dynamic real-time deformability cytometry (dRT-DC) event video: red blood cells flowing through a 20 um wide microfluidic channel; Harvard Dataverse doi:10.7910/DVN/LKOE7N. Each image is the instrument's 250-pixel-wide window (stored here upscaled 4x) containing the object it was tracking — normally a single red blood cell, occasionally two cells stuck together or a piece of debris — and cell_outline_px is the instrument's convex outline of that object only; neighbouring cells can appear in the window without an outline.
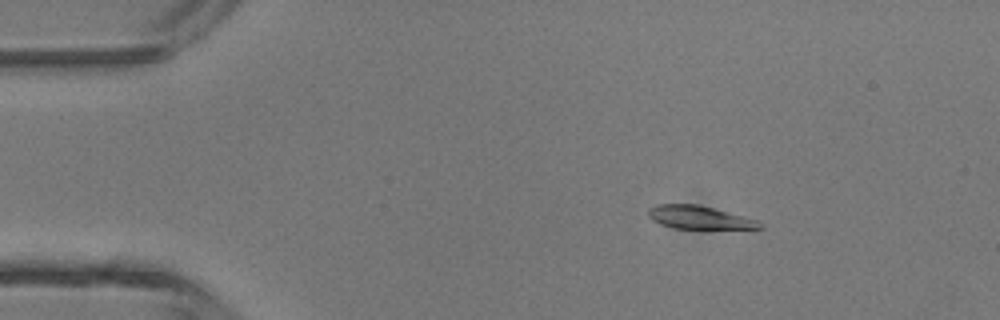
{"species": "common noctule bat (a hibernating species)", "species_latin": "Nyctalus noctula", "temperature_condition": "room temperature", "stored_images_in_passage": 5, "camera_frame_rate_fps": 3000, "um_per_image_px": 0.085, "animal": {"sex": "male", "body_mass_g": 13.3}, "frame": {"image": 1, "passage_image": 2, "time_ms": 0.333, "image_size_px": [1000, 320], "cell_outline_px": [[764, 228], [676, 228], [660, 224], [652, 220], [648, 216], [648, 208], [656, 204], [696, 204], [712, 208], [756, 220], [764, 224]], "centroid_in_image_um": [59.37, 18.47], "position_along_channel_um": 25.6, "area_um2": 14.68}}
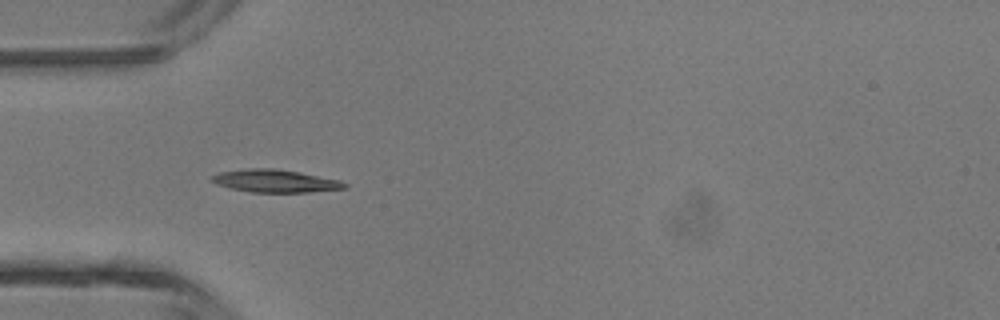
{"frame": {"image": 2, "passage_image": 4, "time_ms": 1.0, "image_size_px": [1000, 320], "cell_outline_px": [[348, 188], [308, 192], [252, 192], [228, 188], [216, 184], [208, 180], [208, 176], [220, 172], [248, 168], [272, 168], [296, 172], [340, 180], [348, 184]], "centroid_in_image_um": [23.32, 15.39], "position_along_channel_um": 61.7, "area_um2": 17.63}}
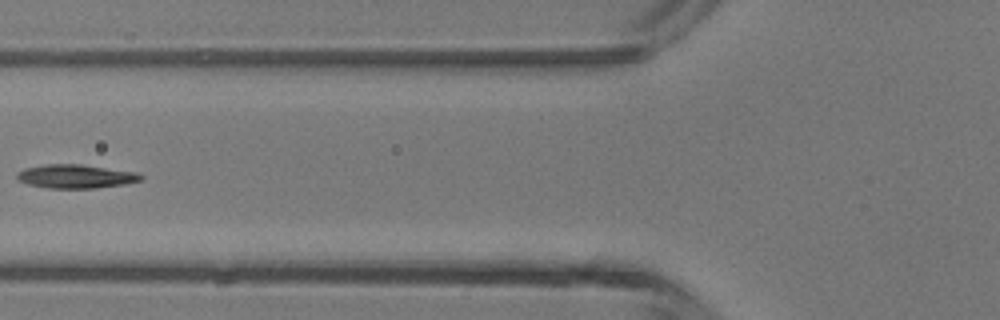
{"frame": {"image": 3, "passage_image": 5, "time_ms": 1.333, "image_size_px": [1000, 320], "cell_outline_px": [[144, 176], [140, 180], [124, 184], [96, 188], [48, 188], [28, 184], [16, 180], [16, 172], [24, 168], [48, 164], [80, 164], [136, 172]], "centroid_in_image_um": [6.39, 14.99], "position_along_channel_um": 119.4, "area_um2": 17.11}}